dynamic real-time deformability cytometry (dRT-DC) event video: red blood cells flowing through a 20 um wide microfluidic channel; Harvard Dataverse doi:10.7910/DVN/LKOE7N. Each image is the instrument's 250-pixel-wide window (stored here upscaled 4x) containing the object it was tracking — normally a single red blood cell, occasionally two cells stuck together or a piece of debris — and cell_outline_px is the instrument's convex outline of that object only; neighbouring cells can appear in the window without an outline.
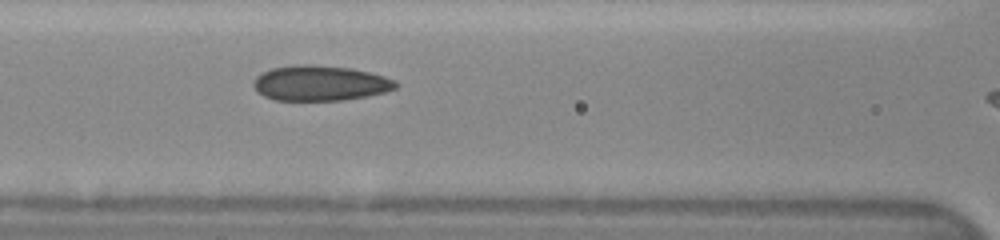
{"species": "human", "species_latin": "Homo sapiens", "temperature_condition": "cold", "stored_images_in_passage": 10, "camera_frame_rate_fps": 3000, "um_per_image_px": 0.085, "donor": {"sex": "female"}, "frame": {"image": 1, "passage_image": 9, "time_ms": 7.333, "image_size_px": [1000, 240], "cell_outline_px": [[400, 84], [396, 88], [384, 92], [368, 96], [344, 100], [276, 100], [264, 96], [256, 92], [252, 84], [256, 76], [272, 68], [300, 64], [312, 64], [352, 68], [384, 76], [396, 80]], "centroid_in_image_um": [27.22, 7.07], "position_along_channel_um": 139.4, "area_um2": 29.36}}